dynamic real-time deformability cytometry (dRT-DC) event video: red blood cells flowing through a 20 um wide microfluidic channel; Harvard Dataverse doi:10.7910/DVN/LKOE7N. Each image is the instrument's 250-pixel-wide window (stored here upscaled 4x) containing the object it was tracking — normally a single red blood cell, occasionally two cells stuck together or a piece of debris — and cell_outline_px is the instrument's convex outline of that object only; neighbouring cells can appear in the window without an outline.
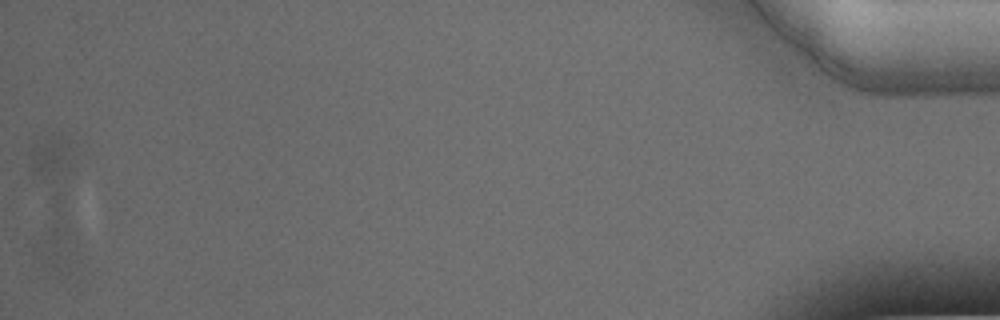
{"species": "Egyptian fruit bat (a non-hibernating species)", "species_latin": "Rousettus aegyptiacus", "temperature_condition": "warm", "stored_images_in_passage": 57, "segment_of_instrument_passage": [2, 2], "camera_frame_rate_fps": 3000, "um_per_image_px": 0.085, "animal": {"sex": "male"}, "frame": {"image": 1, "passage_image": 57, "time_ms": 18.667, "image_size_px": [1000, 320], "cell_outline_px": [[80, 260], [72, 272], [68, 276], [56, 272], [44, 264], [44, 248], [52, 196], [56, 188]], "centroid_in_image_um": [5.06, 20.48], "position_along_channel_um": 430.1, "area_um2": 13.06}}